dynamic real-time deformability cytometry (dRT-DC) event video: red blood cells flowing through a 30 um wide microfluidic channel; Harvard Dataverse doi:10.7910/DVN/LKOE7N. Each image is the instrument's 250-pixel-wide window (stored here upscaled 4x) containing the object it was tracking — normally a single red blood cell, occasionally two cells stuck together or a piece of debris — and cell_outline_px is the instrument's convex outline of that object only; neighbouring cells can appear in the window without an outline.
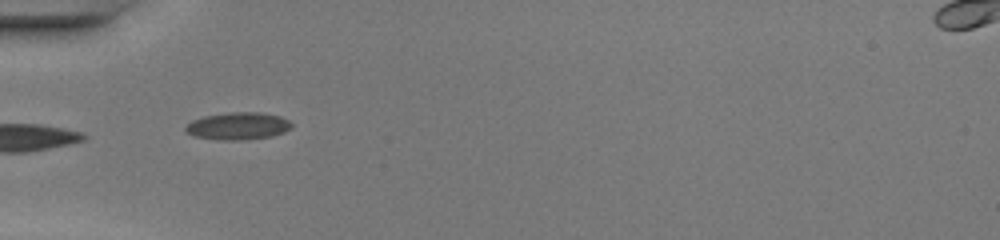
{"species": "common noctule bat (a hibernating species)", "species_latin": "Nyctalus noctula", "temperature_condition": "warm", "stored_images_in_passage": 6, "camera_frame_rate_fps": 3000, "um_per_image_px": 0.085, "animal": {"sex": "female", "body_mass_g": 20.0, "forearm_length_mm": 54.0}, "frame": {"image": 1, "passage_image": 1, "time_ms": 0.0, "image_size_px": [1000, 240], "cell_outline_px": [[292, 128], [284, 132], [272, 136], [240, 140], [220, 140], [192, 136], [184, 132], [184, 128], [192, 120], [204, 116], [232, 112], [260, 112], [280, 116], [288, 120], [292, 124]], "centroid_in_image_um": [20.21, 10.71], "position_along_channel_um": 64.8, "area_um2": 16.99}}